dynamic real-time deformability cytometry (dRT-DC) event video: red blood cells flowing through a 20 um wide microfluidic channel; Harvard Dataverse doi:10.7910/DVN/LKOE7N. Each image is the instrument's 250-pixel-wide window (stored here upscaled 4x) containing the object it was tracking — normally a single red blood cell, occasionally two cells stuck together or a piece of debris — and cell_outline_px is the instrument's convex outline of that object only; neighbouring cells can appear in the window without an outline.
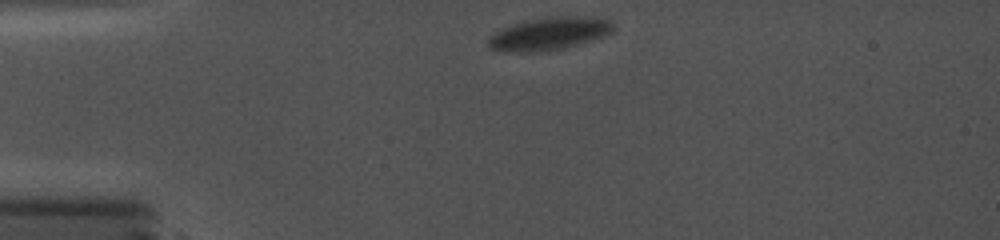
{"species": "common noctule bat (a hibernating species)", "species_latin": "Nyctalus noctula", "temperature_condition": "cold", "stored_images_in_passage": 83, "camera_frame_rate_fps": 5000, "um_per_image_px": 0.085, "animal": {"sex": "female", "body_mass_g": 19.0, "forearm_length_mm": 56.7}, "frame": {"image": 1, "passage_image": 1, "time_ms": 0.0, "image_size_px": [1000, 240], "cell_outline_px": [[612, 32], [604, 36], [592, 40], [564, 48], [532, 52], [516, 52], [492, 48], [488, 44], [488, 36], [504, 28], [524, 20], [548, 16], [564, 16], [612, 20]], "centroid_in_image_um": [46.67, 2.86], "position_along_channel_um": 38.3, "area_um2": 23.35}}
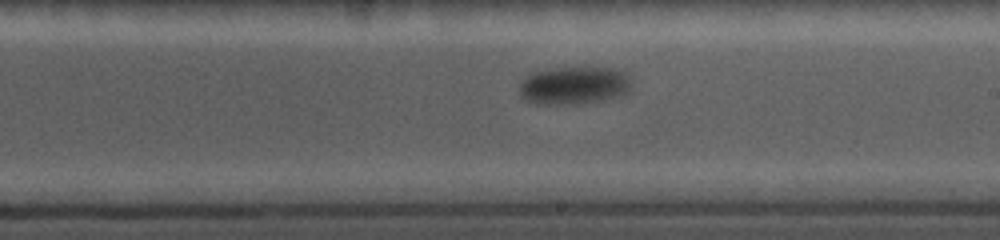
{"frame": {"image": 2, "passage_image": 32, "time_ms": 7.0, "image_size_px": [1000, 240], "cell_outline_px": [[632, 84], [628, 92], [624, 96], [604, 100], [580, 104], [536, 104], [520, 96], [520, 80], [536, 72], [548, 68], [612, 68], [624, 72], [632, 80]], "centroid_in_image_um": [48.83, 7.28], "position_along_channel_um": 240.2, "area_um2": 24.97}}
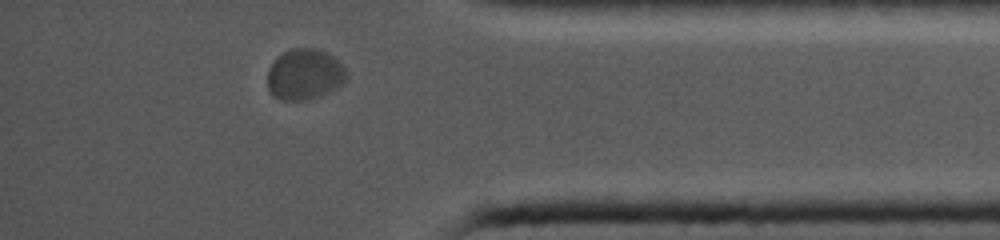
{"frame": {"image": 3, "passage_image": 68, "time_ms": 12.0, "image_size_px": [1000, 240], "cell_outline_px": [[348, 76], [336, 88], [320, 96], [304, 100], [280, 100], [268, 88], [268, 68], [276, 56], [292, 48], [320, 48], [328, 52], [344, 68]], "centroid_in_image_um": [25.87, 6.3], "position_along_channel_um": 409.3, "area_um2": 23.35}}